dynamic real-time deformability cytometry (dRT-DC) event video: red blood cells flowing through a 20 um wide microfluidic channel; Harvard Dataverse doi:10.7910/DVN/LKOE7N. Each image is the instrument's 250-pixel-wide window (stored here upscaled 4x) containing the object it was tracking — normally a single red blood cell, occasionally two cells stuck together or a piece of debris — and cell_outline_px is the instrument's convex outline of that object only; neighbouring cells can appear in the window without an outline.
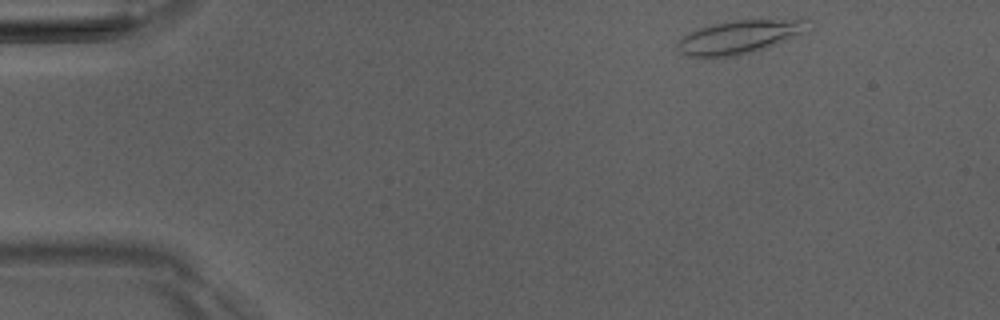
{"species": "Egyptian fruit bat (a non-hibernating species)", "species_latin": "Rousettus aegyptiacus", "temperature_condition": "room temperature", "stored_images_in_passage": 6, "camera_frame_rate_fps": 3000, "um_per_image_px": 0.085, "animal": {"sex": "male"}, "frame": {"image": 1, "passage_image": 1, "time_ms": 0.0, "image_size_px": [1000, 320], "cell_outline_px": [[808, 20], [804, 32], [768, 48], [736, 56], [688, 56], [680, 52], [676, 48], [676, 40], [696, 28], [712, 24], [732, 20]], "centroid_in_image_um": [62.74, 3.15], "position_along_channel_um": 22.3, "area_um2": 25.09}}